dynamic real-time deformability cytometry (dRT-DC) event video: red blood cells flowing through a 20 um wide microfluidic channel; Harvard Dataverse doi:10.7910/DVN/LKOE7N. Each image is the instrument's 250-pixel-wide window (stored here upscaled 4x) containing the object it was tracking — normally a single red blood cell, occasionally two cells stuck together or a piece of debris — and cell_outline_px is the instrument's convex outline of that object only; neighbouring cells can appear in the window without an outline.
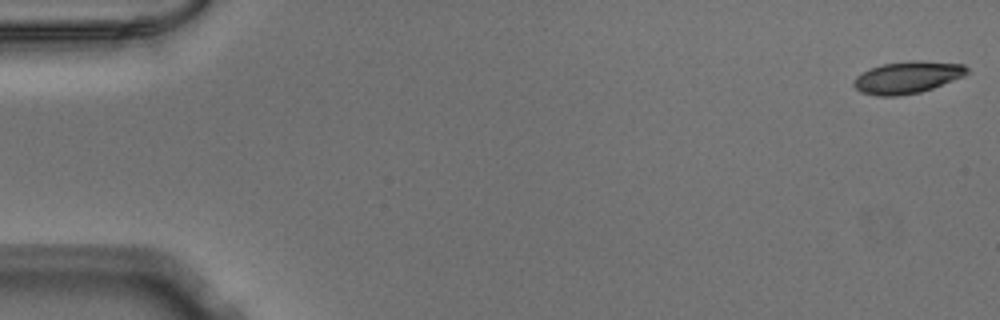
{"species": "Egyptian fruit bat (a non-hibernating species)", "species_latin": "Rousettus aegyptiacus", "temperature_condition": "warm", "stored_images_in_passage": 52, "camera_frame_rate_fps": 3000, "um_per_image_px": 0.085, "animal": {"sex": "male"}, "frame": {"image": 1, "passage_image": 1, "time_ms": 0.0, "image_size_px": [1000, 320], "cell_outline_px": [[968, 72], [964, 76], [932, 88], [920, 92], [896, 96], [876, 96], [860, 92], [852, 84], [852, 80], [856, 76], [872, 68], [884, 64], [908, 60], [920, 60], [964, 64], [968, 68]], "centroid_in_image_um": [77.12, 6.57], "position_along_channel_um": 7.9, "area_um2": 21.15}}
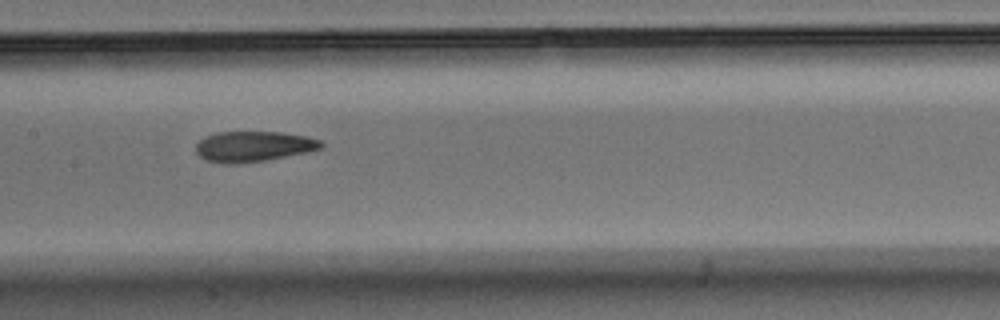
{"frame": {"image": 2, "passage_image": 26, "time_ms": 8.333, "image_size_px": [1000, 320], "cell_outline_px": [[324, 148], [308, 152], [264, 160], [236, 164], [224, 164], [208, 160], [200, 156], [196, 152], [196, 144], [200, 140], [216, 132], [280, 132], [308, 136], [320, 140], [324, 144]], "centroid_in_image_um": [21.58, 12.44], "position_along_channel_um": 185.8, "area_um2": 22.2}}
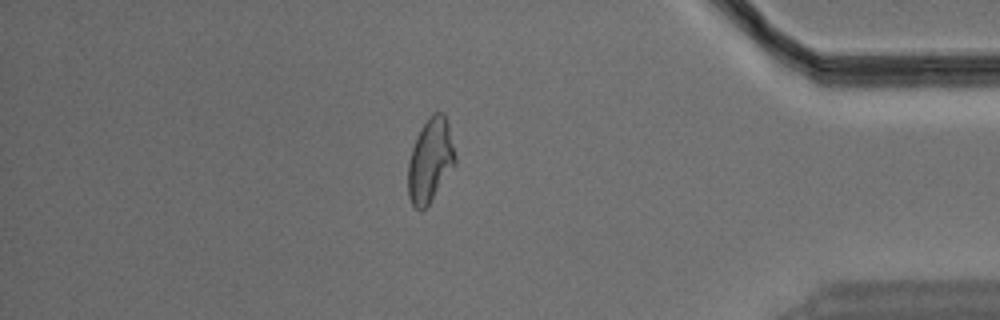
{"frame": {"image": 3, "passage_image": 45, "time_ms": 14.667, "image_size_px": [1000, 320], "cell_outline_px": [[456, 164], [428, 204], [420, 212], [412, 204], [408, 196], [408, 164], [412, 148], [416, 136], [420, 128], [432, 112], [444, 112], [448, 120], [456, 156]], "centroid_in_image_um": [36.58, 13.59], "position_along_channel_um": 398.6, "area_um2": 23.18}}